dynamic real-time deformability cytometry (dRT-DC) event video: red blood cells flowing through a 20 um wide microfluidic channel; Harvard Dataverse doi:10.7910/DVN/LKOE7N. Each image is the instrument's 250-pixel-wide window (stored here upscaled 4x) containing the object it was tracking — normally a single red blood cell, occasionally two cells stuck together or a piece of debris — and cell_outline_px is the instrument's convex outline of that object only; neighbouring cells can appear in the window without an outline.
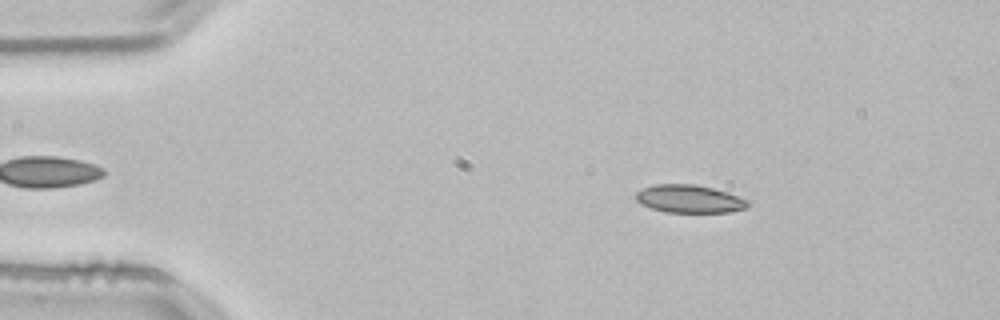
{"species": "common noctule bat (a hibernating species)", "species_latin": "Nyctalus noctula", "temperature_condition": "room temperature", "stored_images_in_passage": 53, "camera_frame_rate_fps": 3000, "um_per_image_px": 0.085, "animal": {"sex": "male", "body_mass_g": 21.5, "forearm_length_mm": 52.0}, "frame": {"image": 1, "passage_image": 8, "time_ms": 2.333, "image_size_px": [1000, 320], "cell_outline_px": [[752, 204], [744, 208], [728, 212], [664, 212], [640, 204], [636, 200], [636, 192], [644, 188], [656, 184], [692, 184], [712, 188], [728, 192], [748, 200]], "centroid_in_image_um": [58.6, 16.91], "position_along_channel_um": 26.4, "area_um2": 18.15}}
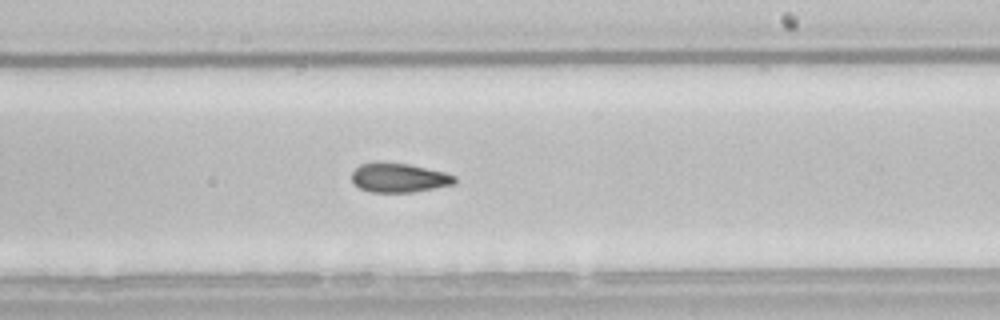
{"frame": {"image": 2, "passage_image": 31, "time_ms": 10.0, "image_size_px": [1000, 320], "cell_outline_px": [[456, 184], [412, 192], [372, 192], [360, 188], [352, 180], [352, 172], [360, 164], [372, 160], [376, 160], [408, 164], [444, 172], [456, 176]], "centroid_in_image_um": [33.89, 15.08], "position_along_channel_um": 255.1, "area_um2": 17.74}}
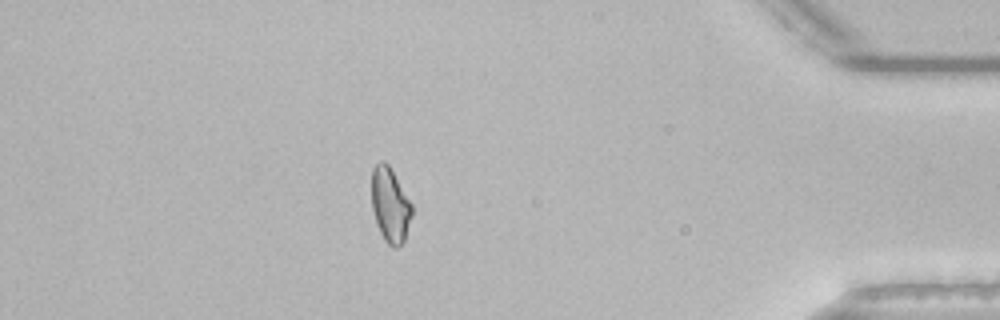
{"frame": {"image": 3, "passage_image": 46, "time_ms": 15.0, "image_size_px": [1000, 320], "cell_outline_px": [[412, 216], [404, 240], [396, 248], [392, 248], [384, 240], [376, 224], [372, 208], [372, 168], [380, 160], [384, 160], [388, 164], [412, 204]], "centroid_in_image_um": [33.15, 17.43], "position_along_channel_um": 402.0, "area_um2": 17.51}, "authors_computed_cell_mechanics": {"area_um2": 17.9758, "velocity_mm_per_s": 3.8135, "shape_relaxation_time_tau1_ms": 8.0958, "shape_relaxation_time_tau2_ms": 4.891, "deformation_change_tau1": 0.1712, "deformation_change_tau2": 0.1279}}